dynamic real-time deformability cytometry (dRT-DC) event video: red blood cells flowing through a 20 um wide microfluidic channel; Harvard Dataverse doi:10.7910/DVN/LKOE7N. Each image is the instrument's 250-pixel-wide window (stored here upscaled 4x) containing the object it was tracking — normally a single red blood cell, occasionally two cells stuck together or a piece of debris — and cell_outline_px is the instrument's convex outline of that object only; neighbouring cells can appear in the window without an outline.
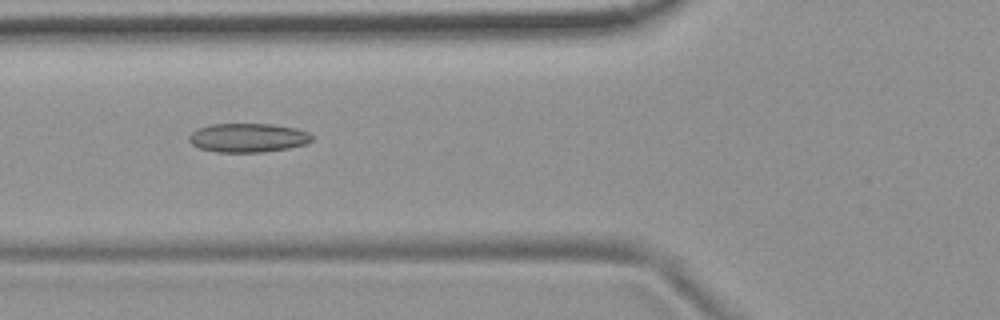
{"species": "common noctule bat (a hibernating species)", "species_latin": "Nyctalus noctula", "temperature_condition": "room temperature", "stored_images_in_passage": 53, "camera_frame_rate_fps": 3000, "um_per_image_px": 0.085, "animal": {"sex": "female", "body_mass_g": 19.9}, "frame": {"image": 1, "passage_image": 20, "time_ms": 6.333, "image_size_px": [1000, 320], "cell_outline_px": [[312, 140], [304, 144], [288, 148], [264, 152], [216, 152], [200, 148], [192, 144], [188, 140], [188, 136], [196, 128], [208, 124], [272, 124], [296, 128], [308, 132], [312, 136]], "centroid_in_image_um": [21.04, 11.7], "position_along_channel_um": 104.8, "area_um2": 20.81}}
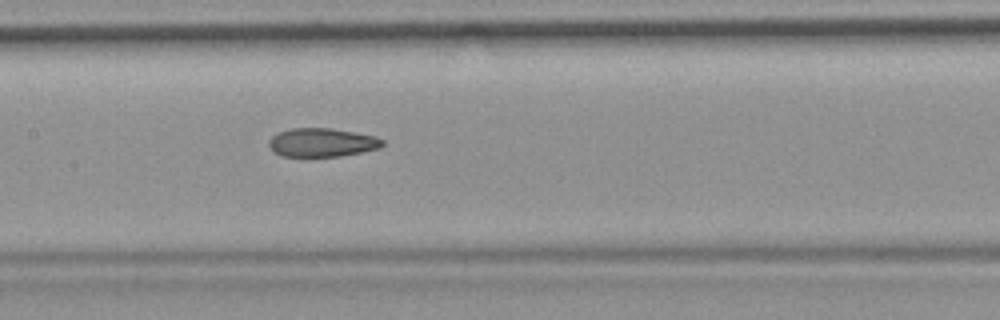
{"frame": {"image": 2, "passage_image": 26, "time_ms": 8.333, "image_size_px": [1000, 320], "cell_outline_px": [[384, 144], [380, 148], [340, 156], [280, 156], [272, 152], [268, 144], [268, 140], [272, 136], [280, 132], [292, 128], [332, 128], [356, 132], [376, 136], [384, 140]], "centroid_in_image_um": [27.36, 12.11], "position_along_channel_um": 180.0, "area_um2": 19.07}}
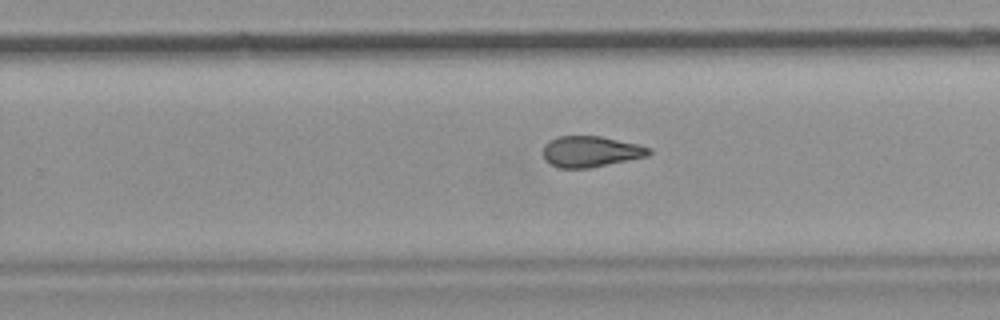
{"frame": {"image": 3, "passage_image": 34, "time_ms": 11.0, "image_size_px": [1000, 320], "cell_outline_px": [[652, 152], [648, 156], [588, 168], [560, 168], [548, 164], [544, 160], [544, 144], [548, 140], [556, 136], [600, 136], [636, 144], [652, 148]], "centroid_in_image_um": [50.17, 12.88], "position_along_channel_um": 279.6, "area_um2": 19.13}, "authors_computed_cell_mechanics": {"area_um2": 20.1722, "velocity_mm_per_s": 3.7578, "shape_relaxation_time_tau1_ms": null, "shape_relaxation_time_tau2_ms": 3.5603, "deformation_change_tau1": null, "deformation_change_tau2": 0.1033}}